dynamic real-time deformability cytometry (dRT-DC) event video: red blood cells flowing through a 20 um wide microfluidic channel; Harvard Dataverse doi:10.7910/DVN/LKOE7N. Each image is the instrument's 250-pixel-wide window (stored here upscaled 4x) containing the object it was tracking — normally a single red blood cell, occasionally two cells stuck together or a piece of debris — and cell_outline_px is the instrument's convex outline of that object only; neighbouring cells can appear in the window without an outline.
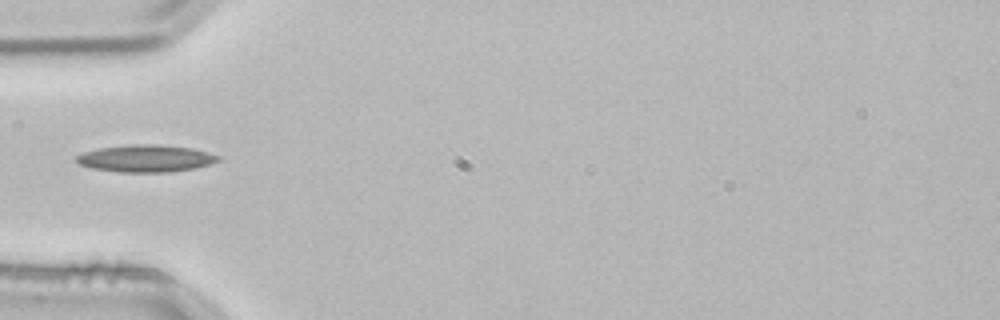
{"species": "common noctule bat (a hibernating species)", "species_latin": "Nyctalus noctula", "temperature_condition": "room temperature", "stored_images_in_passage": 2, "camera_frame_rate_fps": 3000, "um_per_image_px": 0.085, "animal": {"sex": "male", "body_mass_g": 21.5, "forearm_length_mm": 52.0}, "frame": {"image": 1, "passage_image": 2, "time_ms": 0.333, "image_size_px": [1000, 320], "cell_outline_px": [[220, 160], [196, 168], [168, 172], [120, 172], [92, 168], [80, 164], [76, 160], [76, 156], [84, 152], [100, 148], [132, 144], [160, 144], [192, 148], [208, 152], [220, 156]], "centroid_in_image_um": [12.42, 13.46], "position_along_channel_um": 72.6, "area_um2": 22.37}}